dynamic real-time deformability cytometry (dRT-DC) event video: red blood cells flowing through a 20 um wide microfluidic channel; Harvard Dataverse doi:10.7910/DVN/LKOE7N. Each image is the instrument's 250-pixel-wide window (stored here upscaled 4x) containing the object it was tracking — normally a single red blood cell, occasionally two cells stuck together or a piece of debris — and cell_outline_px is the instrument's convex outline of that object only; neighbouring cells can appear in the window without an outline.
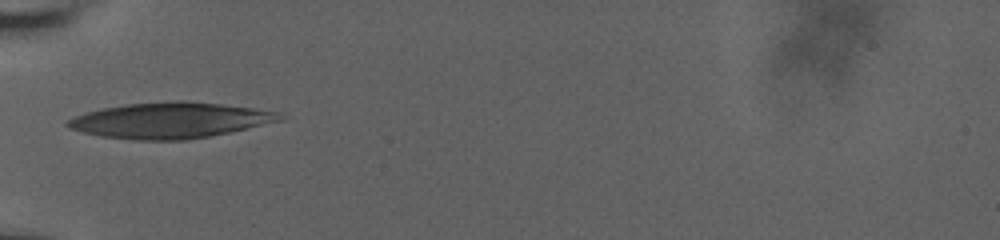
{"species": "human", "species_latin": "Homo sapiens", "temperature_condition": "room temperature", "stored_images_in_passage": 5, "camera_frame_rate_fps": 3000, "um_per_image_px": 0.085, "donor": {"sex": "male"}, "frame": {"image": 1, "passage_image": 1, "time_ms": 0.0, "image_size_px": [1000, 240], "cell_outline_px": [[284, 120], [228, 132], [208, 136], [184, 140], [136, 140], [100, 136], [68, 128], [64, 124], [68, 120], [84, 112], [100, 108], [128, 104], [176, 100], [184, 100], [224, 104], [280, 112], [284, 116]], "centroid_in_image_um": [14.45, 10.22], "position_along_channel_um": 70.6, "area_um2": 44.16}}
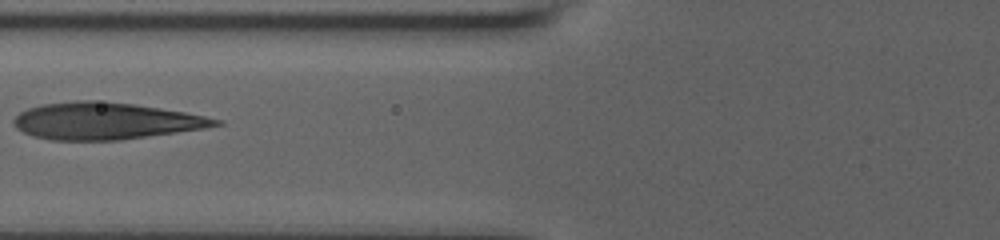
{"frame": {"image": 2, "passage_image": 3, "time_ms": 1.333, "image_size_px": [1000, 240], "cell_outline_px": [[224, 124], [204, 128], [120, 140], [52, 140], [32, 136], [16, 128], [12, 120], [20, 112], [28, 108], [44, 104], [72, 100], [92, 100], [132, 104], [160, 108], [184, 112], [224, 120]], "centroid_in_image_um": [8.95, 10.28], "position_along_channel_um": 116.9, "area_um2": 43.18}}
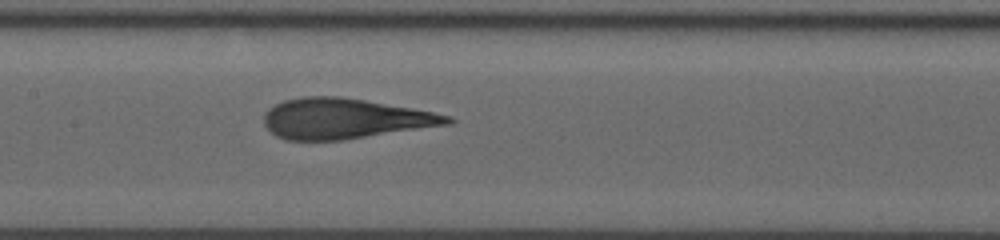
{"frame": {"image": 3, "passage_image": 5, "time_ms": 3.0, "image_size_px": [1000, 240], "cell_outline_px": [[456, 120], [452, 124], [344, 140], [284, 140], [276, 136], [264, 124], [264, 112], [268, 108], [284, 100], [304, 96], [340, 96], [364, 100], [432, 112], [452, 116]], "centroid_in_image_um": [29.29, 10.09], "position_along_channel_um": 178.1, "area_um2": 43.18}}